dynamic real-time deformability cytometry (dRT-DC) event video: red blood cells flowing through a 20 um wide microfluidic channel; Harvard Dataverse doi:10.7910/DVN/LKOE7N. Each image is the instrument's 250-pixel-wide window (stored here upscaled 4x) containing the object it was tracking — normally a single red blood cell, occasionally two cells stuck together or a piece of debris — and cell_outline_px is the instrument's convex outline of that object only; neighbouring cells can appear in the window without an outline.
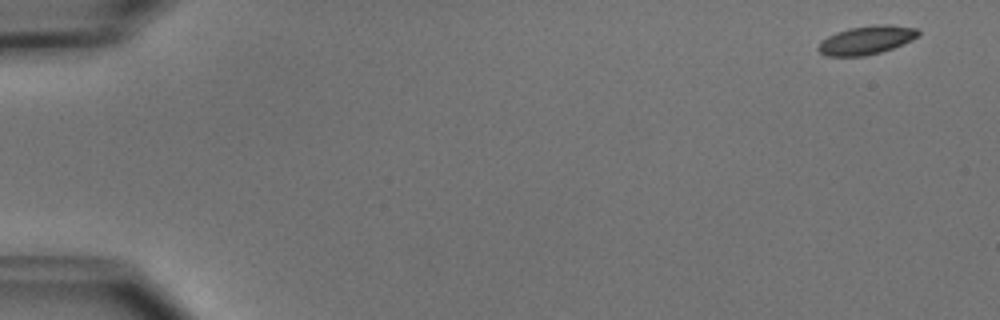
{"species": "common noctule bat (a hibernating species)", "species_latin": "Nyctalus noctula", "temperature_condition": "cold", "stored_images_in_passage": 5, "camera_frame_rate_fps": 3000, "um_per_image_px": 0.085, "animal": {"sex": "male", "body_mass_g": 15.6}, "frame": {"image": 1, "passage_image": 1, "time_ms": 0.0, "image_size_px": [1000, 320], "cell_outline_px": [[920, 32], [912, 40], [892, 48], [880, 52], [864, 56], [824, 56], [816, 48], [820, 40], [836, 32], [848, 28], [872, 24], [892, 24], [916, 28]], "centroid_in_image_um": [73.6, 3.4], "position_along_channel_um": 11.4, "area_um2": 16.82}}
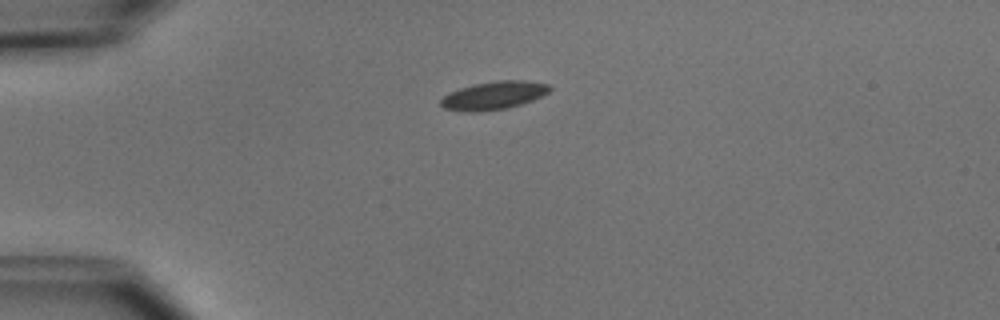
{"frame": {"image": 2, "passage_image": 4, "time_ms": 3.667, "image_size_px": [1000, 320], "cell_outline_px": [[552, 88], [548, 92], [532, 100], [508, 108], [480, 112], [464, 112], [444, 108], [440, 104], [440, 100], [448, 92], [472, 84], [496, 80], [524, 80], [548, 84]], "centroid_in_image_um": [41.93, 8.11], "position_along_channel_um": 43.1, "area_um2": 17.98}}